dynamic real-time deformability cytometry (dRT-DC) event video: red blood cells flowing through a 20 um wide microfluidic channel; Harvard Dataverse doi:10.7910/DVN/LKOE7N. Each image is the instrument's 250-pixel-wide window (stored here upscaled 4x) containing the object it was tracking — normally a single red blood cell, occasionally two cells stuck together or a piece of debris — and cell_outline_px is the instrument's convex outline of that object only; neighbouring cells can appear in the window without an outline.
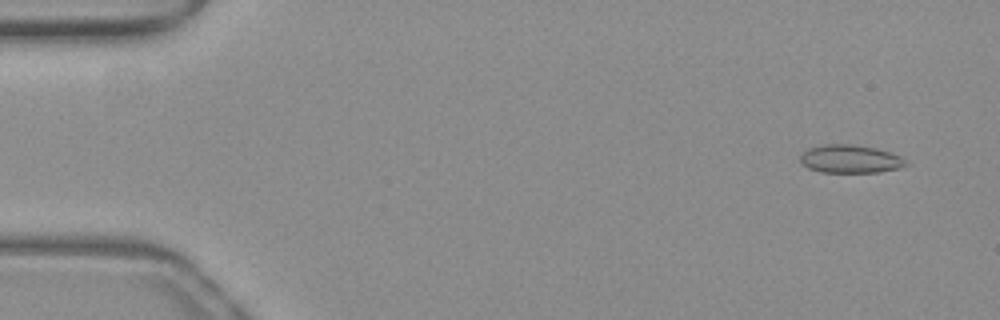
{"species": "common noctule bat (a hibernating species)", "species_latin": "Nyctalus noctula", "temperature_condition": "warm", "stored_images_in_passage": 52, "camera_frame_rate_fps": 3000, "um_per_image_px": 0.085, "animal": {"sex": "female", "body_mass_g": 19.3, "forearm_length_mm": 54.1}, "frame": {"image": 1, "passage_image": 4, "time_ms": 1.0, "image_size_px": [1000, 320], "cell_outline_px": [[908, 164], [900, 168], [876, 172], [820, 172], [808, 168], [800, 160], [800, 156], [808, 148], [824, 144], [852, 144], [876, 148], [900, 156]], "centroid_in_image_um": [72.25, 13.51], "position_along_channel_um": 12.7, "area_um2": 17.17}}
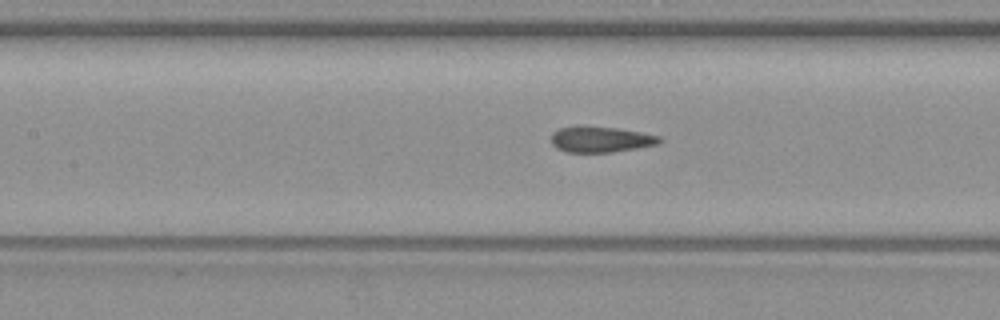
{"frame": {"image": 2, "passage_image": 24, "time_ms": 7.667, "image_size_px": [1000, 320], "cell_outline_px": [[664, 140], [656, 144], [636, 148], [612, 152], [568, 152], [556, 148], [552, 144], [552, 132], [560, 128], [576, 124], [584, 124], [616, 128], [640, 132], [660, 136]], "centroid_in_image_um": [51.02, 11.81], "position_along_channel_um": 156.4, "area_um2": 16.59}}
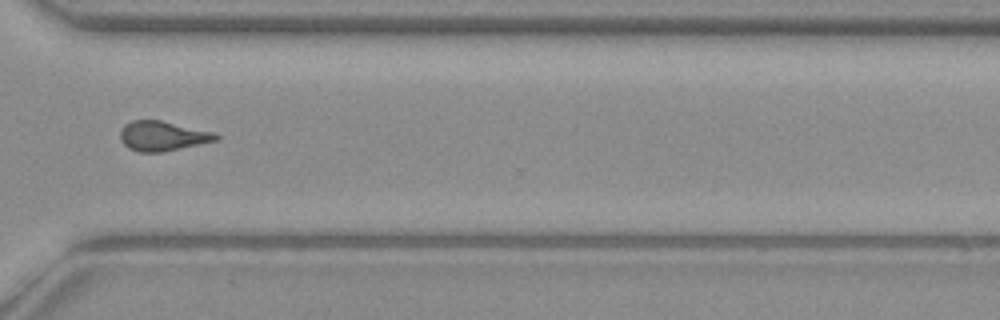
{"frame": {"image": 3, "passage_image": 39, "time_ms": 12.667, "image_size_px": [1000, 320], "cell_outline_px": [[220, 140], [160, 152], [140, 152], [128, 148], [120, 140], [120, 128], [124, 124], [132, 120], [160, 120], [216, 132], [220, 136]], "centroid_in_image_um": [13.83, 11.55], "position_along_channel_um": 356.8, "area_um2": 16.76}, "authors_computed_cell_mechanics": {"area_um2": 16.5886, "velocity_mm_per_s": 4.018, "shape_relaxation_time_tau1_ms": null, "shape_relaxation_time_tau2_ms": 2.107, "deformation_change_tau1": null, "deformation_change_tau2": 0.0792}}